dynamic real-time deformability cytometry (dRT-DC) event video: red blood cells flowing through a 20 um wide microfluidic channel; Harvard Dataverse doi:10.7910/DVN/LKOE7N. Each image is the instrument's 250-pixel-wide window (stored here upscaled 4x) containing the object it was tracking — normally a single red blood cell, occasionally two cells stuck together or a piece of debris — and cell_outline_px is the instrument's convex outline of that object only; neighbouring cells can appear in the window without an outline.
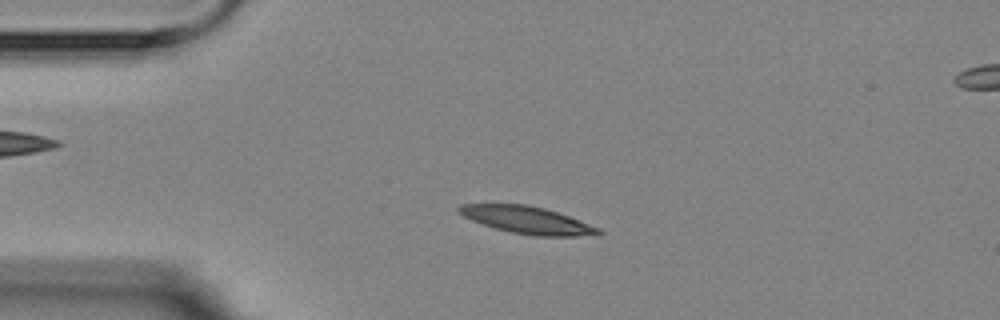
{"species": "Egyptian fruit bat (a non-hibernating species)", "species_latin": "Rousettus aegyptiacus", "temperature_condition": "room temperature", "stored_images_in_passage": 4, "camera_frame_rate_fps": 3000, "um_per_image_px": 0.085, "animal": {"sex": "female"}, "frame": {"image": 1, "passage_image": 3, "time_ms": 2.333, "image_size_px": [1000, 320], "cell_outline_px": [[604, 232], [576, 236], [536, 236], [512, 232], [496, 228], [472, 220], [456, 212], [456, 208], [460, 204], [528, 204], [544, 208], [580, 220], [600, 228]], "centroid_in_image_um": [44.77, 18.69], "position_along_channel_um": 40.2, "area_um2": 21.85}}